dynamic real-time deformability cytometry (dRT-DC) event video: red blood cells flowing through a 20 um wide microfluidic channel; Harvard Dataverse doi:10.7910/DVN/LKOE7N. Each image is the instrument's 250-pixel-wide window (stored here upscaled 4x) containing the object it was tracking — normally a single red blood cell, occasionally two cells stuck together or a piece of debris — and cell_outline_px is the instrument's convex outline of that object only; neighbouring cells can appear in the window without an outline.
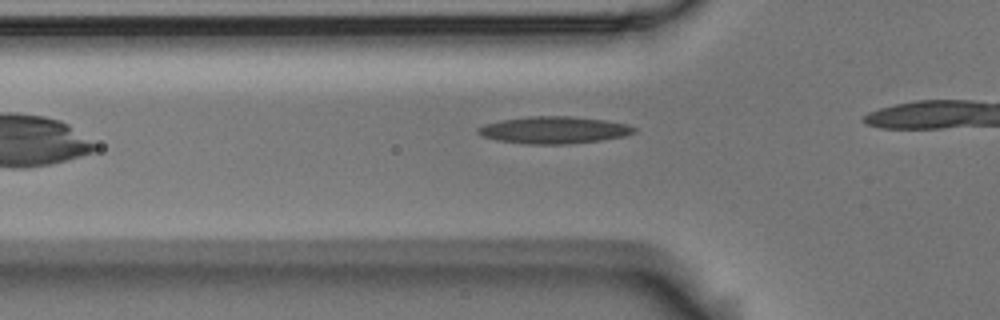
{"species": "Egyptian fruit bat (a non-hibernating species)", "species_latin": "Rousettus aegyptiacus", "temperature_condition": "room temperature", "stored_images_in_passage": 4, "camera_frame_rate_fps": 3000, "um_per_image_px": 0.085, "animal": {"sex": "male"}, "frame": {"image": 1, "passage_image": 2, "time_ms": 0.333, "image_size_px": [1000, 320], "cell_outline_px": [[636, 132], [624, 136], [600, 140], [568, 144], [524, 144], [496, 140], [480, 136], [476, 132], [476, 128], [484, 124], [500, 120], [528, 116], [572, 116], [604, 120], [628, 124], [636, 128]], "centroid_in_image_um": [47.03, 11.05], "position_along_channel_um": 78.8, "area_um2": 24.85}}